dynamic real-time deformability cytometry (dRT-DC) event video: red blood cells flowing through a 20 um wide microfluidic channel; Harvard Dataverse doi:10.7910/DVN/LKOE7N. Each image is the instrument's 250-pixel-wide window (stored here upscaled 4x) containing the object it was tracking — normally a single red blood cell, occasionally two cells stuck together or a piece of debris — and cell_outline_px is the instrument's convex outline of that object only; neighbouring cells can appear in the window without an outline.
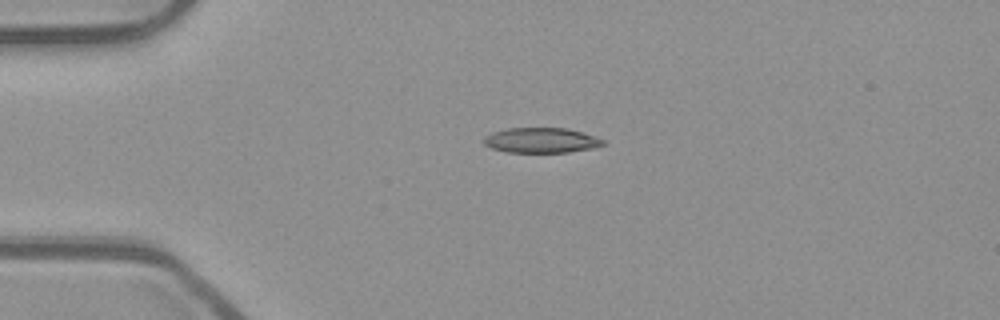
{"species": "common noctule bat (a hibernating species)", "species_latin": "Nyctalus noctula", "temperature_condition": "room temperature", "stored_images_in_passage": 41, "camera_frame_rate_fps": 3000, "um_per_image_px": 0.085, "animal": {"sex": "male", "body_mass_g": 23.1, "forearm_length_mm": 52.7}, "frame": {"image": 1, "passage_image": 1, "time_ms": 0.0, "image_size_px": [1000, 320], "cell_outline_px": [[604, 144], [596, 148], [568, 152], [508, 152], [492, 148], [484, 144], [484, 136], [492, 132], [508, 128], [568, 128], [604, 140]], "centroid_in_image_um": [45.99, 11.92], "position_along_channel_um": 39.0, "area_um2": 17.34}}
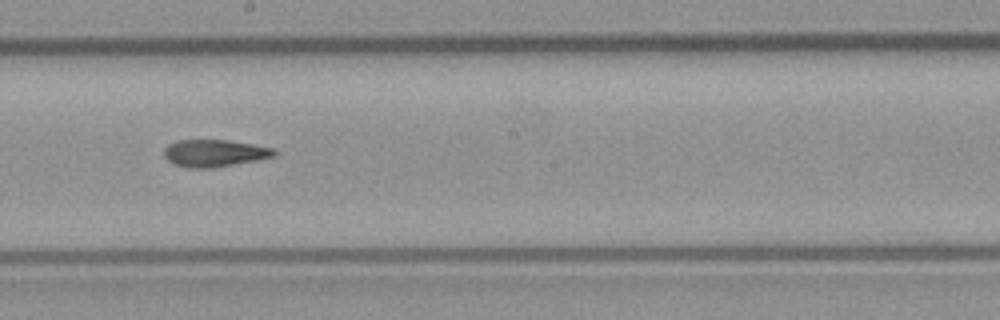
{"frame": {"image": 2, "passage_image": 18, "time_ms": 5.667, "image_size_px": [1000, 320], "cell_outline_px": [[276, 156], [256, 160], [212, 168], [188, 168], [176, 164], [168, 160], [164, 156], [164, 148], [168, 144], [176, 140], [228, 140], [276, 148]], "centroid_in_image_um": [18.23, 13.01], "position_along_channel_um": 230.0, "area_um2": 17.46}}
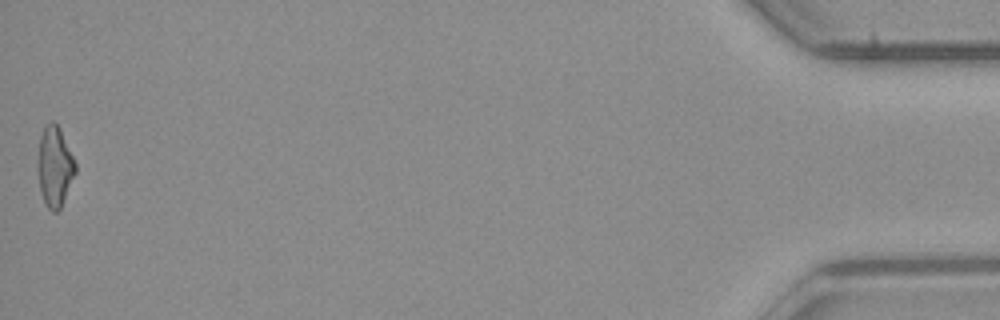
{"frame": {"image": 3, "passage_image": 41, "time_ms": 13.333, "image_size_px": [1000, 320], "cell_outline_px": [[76, 172], [60, 208], [56, 212], [52, 212], [48, 208], [44, 200], [40, 188], [36, 168], [36, 164], [40, 136], [44, 128], [52, 120], [60, 128], [76, 164]], "centroid_in_image_um": [4.63, 14.15], "position_along_channel_um": 430.6, "area_um2": 17.51}, "authors_computed_cell_mechanics": {"area_um2": 17.5712, "velocity_mm_per_s": 3.9373, "shape_relaxation_time_tau1_ms": null, "shape_relaxation_time_tau2_ms": 5.2186, "deformation_change_tau1": null, "deformation_change_tau2": 0.1536}}